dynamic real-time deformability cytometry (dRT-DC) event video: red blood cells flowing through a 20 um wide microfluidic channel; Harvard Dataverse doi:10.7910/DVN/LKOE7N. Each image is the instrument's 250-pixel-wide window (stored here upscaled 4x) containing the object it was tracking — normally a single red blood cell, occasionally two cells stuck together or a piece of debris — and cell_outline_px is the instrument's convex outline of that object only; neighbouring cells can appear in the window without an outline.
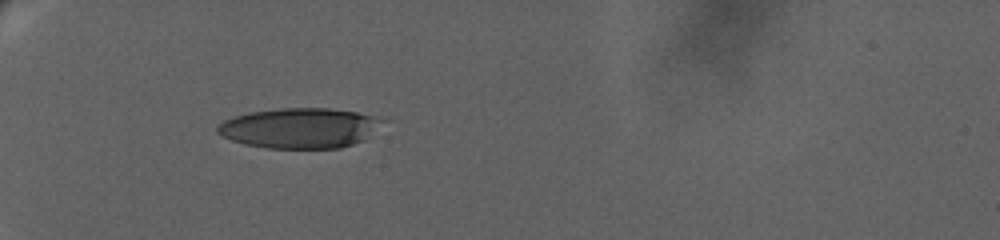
{"species": "human", "species_latin": "Homo sapiens", "temperature_condition": "warm", "stored_images_in_passage": 42, "camera_frame_rate_fps": 3000, "um_per_image_px": 0.085, "donor": {"sex": "female"}, "frame": {"image": 1, "passage_image": 1, "time_ms": 0.0, "image_size_px": [1000, 240], "cell_outline_px": [[372, 116], [364, 140], [340, 148], [264, 148], [244, 144], [220, 136], [216, 132], [216, 124], [224, 120], [248, 112], [280, 108], [328, 108], [356, 112]], "centroid_in_image_um": [25.2, 10.89], "position_along_channel_um": 59.8, "area_um2": 37.4}}
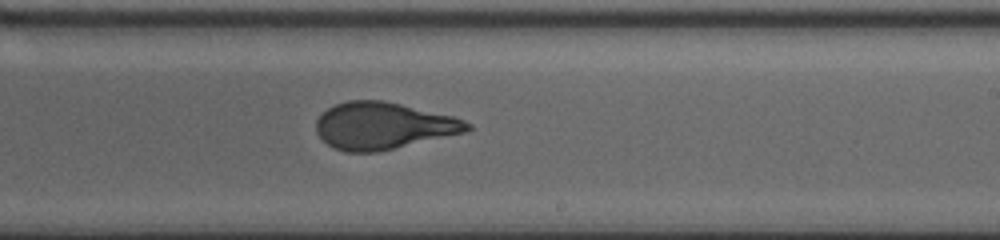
{"frame": {"image": 2, "passage_image": 24, "time_ms": 7.333, "image_size_px": [1000, 240], "cell_outline_px": [[472, 128], [464, 132], [376, 152], [344, 152], [332, 148], [316, 132], [316, 120], [328, 108], [336, 104], [348, 100], [384, 100], [452, 116], [464, 120], [472, 124]], "centroid_in_image_um": [32.54, 10.69], "position_along_channel_um": 256.5, "area_um2": 40.92}}
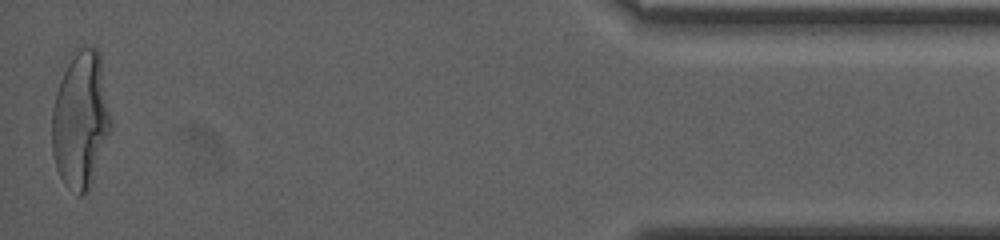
{"frame": {"image": 3, "passage_image": 42, "time_ms": 15.0, "image_size_px": [1000, 240], "cell_outline_px": [[112, 128], [92, 184], [88, 192], [80, 196], [64, 184], [56, 168], [52, 152], [52, 108], [56, 92], [60, 80], [68, 64], [76, 52], [84, 48], [96, 48], [100, 52], [112, 120]], "centroid_in_image_um": [6.88, 10.26], "position_along_channel_um": 428.3, "area_um2": 47.11}, "authors_computed_cell_mechanics": {"area_um2": 41.6738, "velocity_mm_per_s": 3.0457, "shape_relaxation_time_tau1_ms": 8.6495, "shape_relaxation_time_tau2_ms": 1.0944, "deformation_change_tau1": 0.2872, "deformation_change_tau2": 0.0883}}